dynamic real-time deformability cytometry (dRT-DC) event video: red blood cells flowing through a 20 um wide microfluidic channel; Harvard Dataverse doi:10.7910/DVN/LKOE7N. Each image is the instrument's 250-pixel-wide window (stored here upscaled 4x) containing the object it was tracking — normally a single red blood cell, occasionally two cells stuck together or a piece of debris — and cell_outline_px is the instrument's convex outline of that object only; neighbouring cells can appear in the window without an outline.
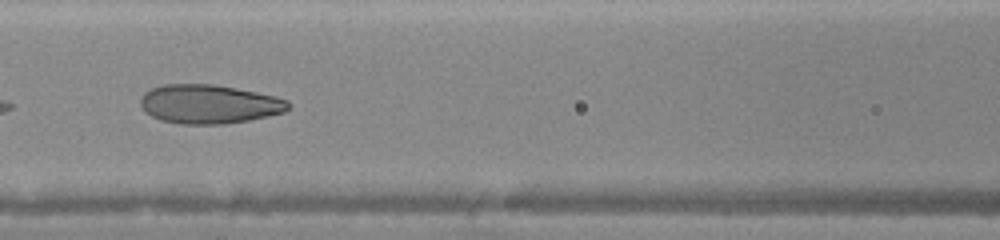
{"species": "human", "species_latin": "Homo sapiens", "temperature_condition": "warm", "stored_images_in_passage": 8, "camera_frame_rate_fps": 3000, "um_per_image_px": 0.085, "donor": {"sex": "female"}, "frame": {"image": 1, "passage_image": 6, "time_ms": 1.667, "image_size_px": [1000, 240], "cell_outline_px": [[292, 104], [284, 112], [268, 116], [248, 120], [224, 124], [180, 124], [160, 120], [152, 116], [140, 104], [140, 96], [144, 92], [152, 88], [164, 84], [212, 84], [256, 92], [276, 96], [288, 100]], "centroid_in_image_um": [17.78, 8.85], "position_along_channel_um": 148.8, "area_um2": 33.52}}